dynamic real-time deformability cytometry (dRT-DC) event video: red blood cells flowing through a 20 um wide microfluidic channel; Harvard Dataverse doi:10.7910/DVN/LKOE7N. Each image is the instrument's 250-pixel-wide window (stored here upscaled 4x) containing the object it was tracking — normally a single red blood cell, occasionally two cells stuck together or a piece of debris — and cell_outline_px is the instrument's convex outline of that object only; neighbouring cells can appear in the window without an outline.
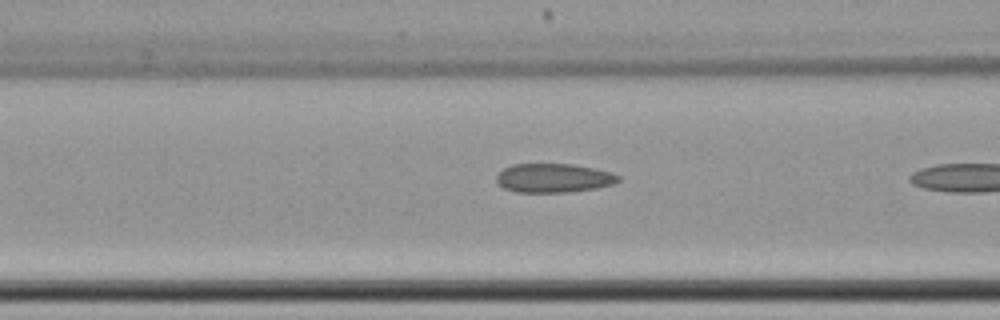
{"species": "common noctule bat (a hibernating species)", "species_latin": "Nyctalus noctula", "temperature_condition": "cold", "stored_images_in_passage": 4, "camera_frame_rate_fps": 3000, "um_per_image_px": 0.085, "animal": {"sex": "female", "body_mass_g": 22.7, "forearm_length_mm": 54.2}, "frame": {"image": 1, "passage_image": 3, "time_ms": 0.667, "image_size_px": [1000, 320], "cell_outline_px": [[620, 180], [616, 184], [596, 188], [568, 192], [516, 192], [504, 188], [496, 180], [496, 176], [504, 168], [512, 164], [572, 164], [612, 172], [620, 176]], "centroid_in_image_um": [47.09, 15.13], "position_along_channel_um": 119.5, "area_um2": 20.58}}